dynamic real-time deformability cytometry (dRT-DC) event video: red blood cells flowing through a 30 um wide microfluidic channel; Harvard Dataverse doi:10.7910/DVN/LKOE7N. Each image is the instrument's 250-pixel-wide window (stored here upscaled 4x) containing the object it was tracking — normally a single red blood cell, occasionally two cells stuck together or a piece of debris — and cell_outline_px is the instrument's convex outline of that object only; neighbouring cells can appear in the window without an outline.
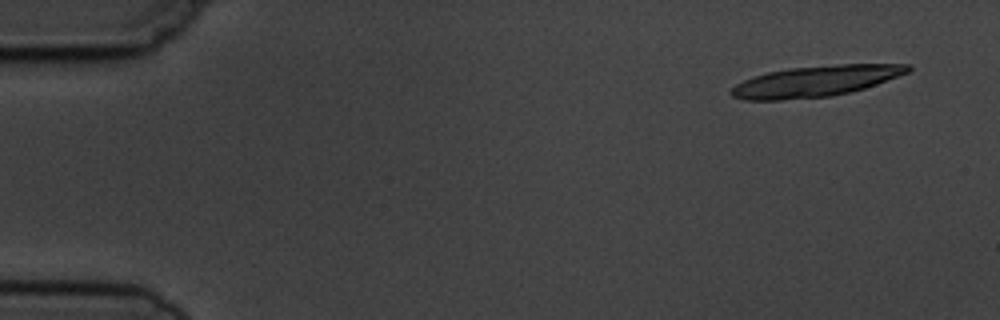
{"species": "common noctule bat (a hibernating species)", "species_latin": "Nyctalus noctula", "temperature_condition": "cold", "stored_images_in_passage": 7, "camera_frame_rate_fps": 3000, "um_per_image_px": 0.085, "animal": {"sex": "male", "body_mass_g": 19.5, "forearm_length_mm": 54.6}, "frame": {"image": 1, "passage_image": 1, "time_ms": 0.0, "image_size_px": [1000, 320], "cell_outline_px": [[912, 68], [908, 72], [876, 84], [864, 88], [848, 92], [828, 96], [780, 100], [744, 100], [732, 96], [728, 92], [736, 84], [752, 76], [768, 72], [788, 68], [840, 64], [908, 64]], "centroid_in_image_um": [69.27, 6.9], "position_along_channel_um": 15.7, "area_um2": 31.56}}
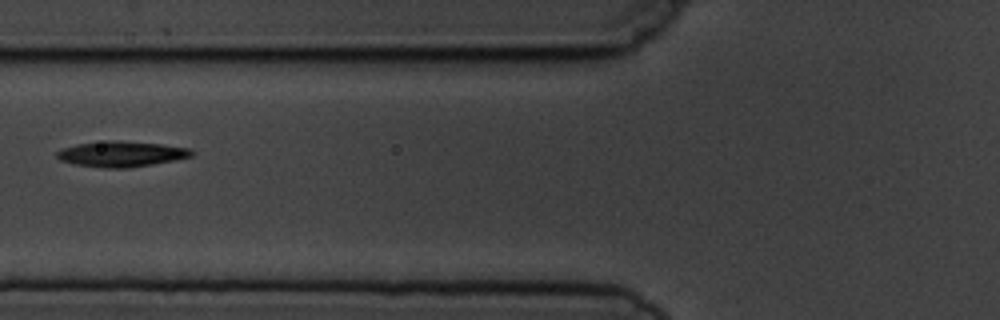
{"frame": {"image": 2, "passage_image": 6, "time_ms": 6.0, "image_size_px": [1000, 320], "cell_outline_px": [[196, 152], [192, 156], [152, 164], [128, 168], [104, 168], [76, 164], [60, 160], [56, 156], [56, 152], [60, 148], [76, 144], [108, 140], [120, 140], [160, 144], [188, 148]], "centroid_in_image_um": [10.28, 13.08], "position_along_channel_um": 115.5, "area_um2": 20.06}}
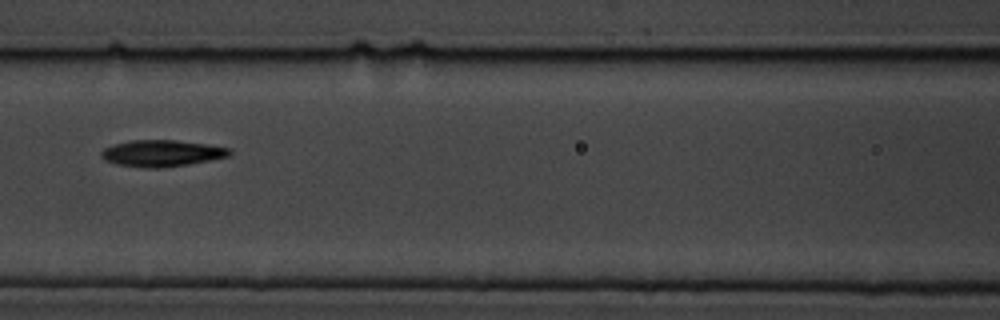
{"frame": {"image": 3, "passage_image": 7, "time_ms": 7.0, "image_size_px": [1000, 320], "cell_outline_px": [[232, 152], [228, 156], [188, 164], [160, 168], [148, 168], [116, 164], [104, 160], [100, 156], [100, 152], [104, 148], [116, 144], [132, 140], [176, 140], [208, 144], [232, 148]], "centroid_in_image_um": [13.75, 13.02], "position_along_channel_um": 152.8, "area_um2": 19.77}}